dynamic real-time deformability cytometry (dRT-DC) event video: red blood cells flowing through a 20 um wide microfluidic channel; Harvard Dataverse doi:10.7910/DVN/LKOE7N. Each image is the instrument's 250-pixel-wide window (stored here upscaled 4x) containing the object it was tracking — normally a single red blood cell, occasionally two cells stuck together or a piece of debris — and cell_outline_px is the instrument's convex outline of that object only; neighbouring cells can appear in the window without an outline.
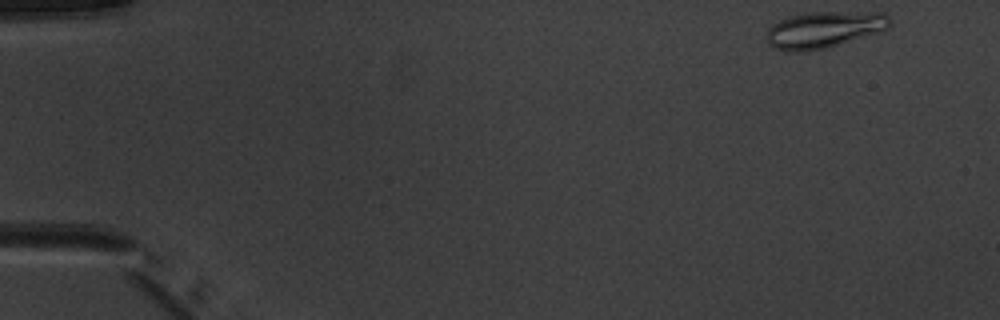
{"species": "common noctule bat (a hibernating species)", "species_latin": "Nyctalus noctula", "temperature_condition": "warm", "stored_images_in_passage": 4, "camera_frame_rate_fps": 3000, "um_per_image_px": 0.085, "animal": {"sex": "male", "body_mass_g": 20.1, "forearm_length_mm": 53.5}, "frame": {"image": 1, "passage_image": 1, "time_ms": 0.0, "image_size_px": [1000, 320], "cell_outline_px": [[892, 24], [888, 28], [880, 32], [828, 48], [800, 52], [788, 52], [772, 48], [768, 44], [764, 36], [768, 28], [772, 24], [788, 16], [808, 12], [884, 12], [892, 20]], "centroid_in_image_um": [70.02, 2.53], "position_along_channel_um": 15.0, "area_um2": 26.88}}